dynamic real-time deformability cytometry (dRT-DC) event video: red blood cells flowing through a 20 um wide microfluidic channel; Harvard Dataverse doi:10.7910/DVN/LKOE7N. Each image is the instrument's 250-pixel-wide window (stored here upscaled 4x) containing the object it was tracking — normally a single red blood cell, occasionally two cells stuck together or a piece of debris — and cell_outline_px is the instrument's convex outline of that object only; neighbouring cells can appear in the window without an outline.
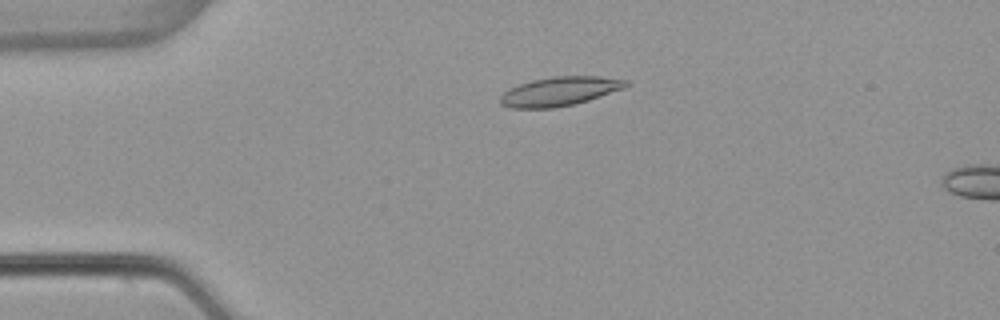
{"species": "common noctule bat (a hibernating species)", "species_latin": "Nyctalus noctula", "temperature_condition": "warm", "stored_images_in_passage": 16, "camera_frame_rate_fps": 3000, "um_per_image_px": 0.085, "animal": {"sex": "female", "body_mass_g": 22.7, "forearm_length_mm": 54.2}, "frame": {"image": 1, "passage_image": 12, "time_ms": 3.667, "image_size_px": [1000, 320], "cell_outline_px": [[628, 84], [624, 88], [588, 100], [556, 108], [512, 108], [500, 104], [500, 96], [504, 92], [520, 84], [532, 80], [552, 76], [600, 76], [628, 80]], "centroid_in_image_um": [47.57, 7.76], "position_along_channel_um": 37.4, "area_um2": 21.1}}